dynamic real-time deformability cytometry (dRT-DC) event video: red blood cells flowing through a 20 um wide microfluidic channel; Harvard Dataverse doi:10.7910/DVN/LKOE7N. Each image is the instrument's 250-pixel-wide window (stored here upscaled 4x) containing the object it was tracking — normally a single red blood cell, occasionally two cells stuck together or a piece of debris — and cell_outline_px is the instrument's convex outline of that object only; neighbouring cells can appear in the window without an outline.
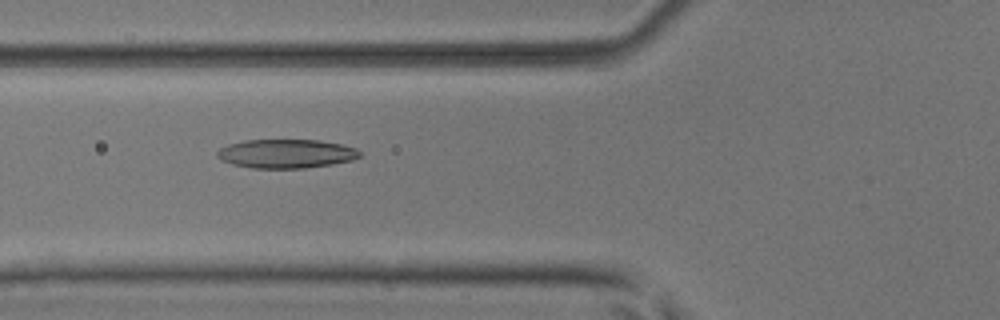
{"species": "common noctule bat (a hibernating species)", "species_latin": "Nyctalus noctula", "temperature_condition": "room temperature", "stored_images_in_passage": 33, "camera_frame_rate_fps": 3000, "um_per_image_px": 0.085, "animal": {"sex": "male", "body_mass_g": 17.9, "forearm_length_mm": 54.2}, "frame": {"image": 1, "passage_image": 5, "time_ms": 1.333, "image_size_px": [1000, 320], "cell_outline_px": [[360, 156], [352, 160], [332, 164], [304, 168], [252, 168], [232, 164], [220, 160], [216, 156], [216, 152], [220, 148], [228, 144], [244, 140], [320, 140], [340, 144], [356, 148], [360, 152]], "centroid_in_image_um": [24.29, 13.06], "position_along_channel_um": 101.5, "area_um2": 24.04}}
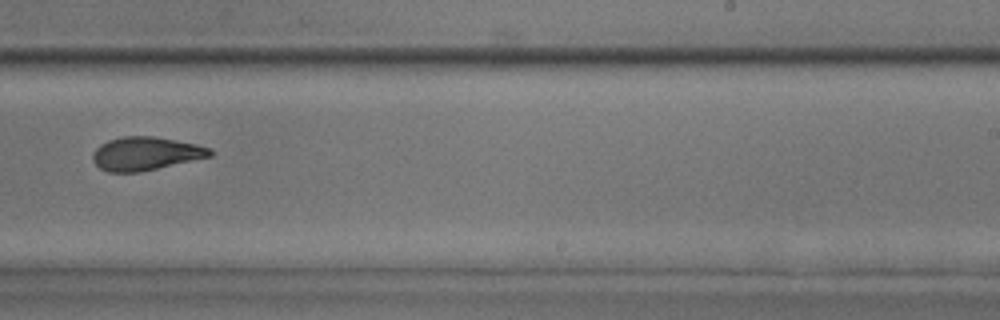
{"frame": {"image": 2, "passage_image": 18, "time_ms": 5.667, "image_size_px": [1000, 320], "cell_outline_px": [[212, 156], [140, 172], [108, 172], [100, 168], [92, 160], [92, 152], [100, 144], [108, 140], [124, 136], [152, 136], [196, 144], [212, 148]], "centroid_in_image_um": [12.36, 13.06], "position_along_channel_um": 276.6, "area_um2": 22.77}}
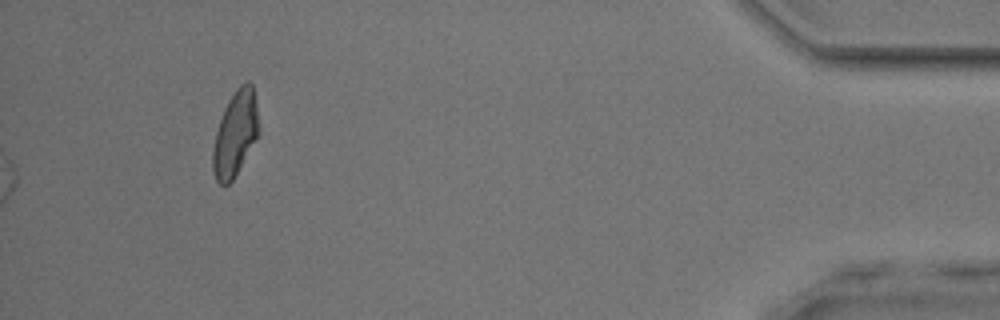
{"frame": {"image": 3, "passage_image": 33, "time_ms": 10.667, "image_size_px": [1000, 320], "cell_outline_px": [[256, 136], [232, 180], [228, 184], [220, 184], [216, 180], [212, 168], [212, 148], [216, 132], [224, 108], [228, 100], [236, 88], [240, 84], [248, 80], [252, 84], [256, 104]], "centroid_in_image_um": [19.94, 11.33], "position_along_channel_um": 415.3, "area_um2": 21.85}, "authors_computed_cell_mechanics": {"area_um2": 22.7732, "velocity_mm_per_s": 4.049, "shape_relaxation_time_tau1_ms": null, "shape_relaxation_time_tau2_ms": 2.9813, "deformation_change_tau1": null, "deformation_change_tau2": 0.105}}